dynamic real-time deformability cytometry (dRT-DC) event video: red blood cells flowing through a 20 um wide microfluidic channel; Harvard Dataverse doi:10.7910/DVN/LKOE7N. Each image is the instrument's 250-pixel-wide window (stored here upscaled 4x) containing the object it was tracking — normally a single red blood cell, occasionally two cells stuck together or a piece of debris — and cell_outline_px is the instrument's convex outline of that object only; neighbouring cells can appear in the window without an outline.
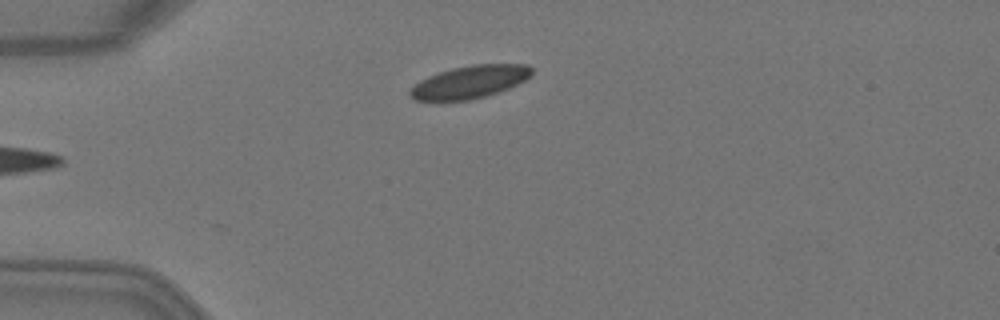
{"species": "Egyptian fruit bat (a non-hibernating species)", "species_latin": "Rousettus aegyptiacus", "temperature_condition": "warm", "stored_images_in_passage": 2, "camera_frame_rate_fps": 3000, "um_per_image_px": 0.085, "animal": {"sex": "female"}, "frame": {"image": 1, "passage_image": 2, "time_ms": 0.333, "image_size_px": [1000, 320], "cell_outline_px": [[532, 76], [508, 88], [484, 96], [468, 100], [416, 100], [408, 96], [408, 92], [420, 80], [428, 76], [452, 68], [472, 64], [528, 64], [532, 68]], "centroid_in_image_um": [39.93, 6.95], "position_along_channel_um": 45.1, "area_um2": 22.95}}